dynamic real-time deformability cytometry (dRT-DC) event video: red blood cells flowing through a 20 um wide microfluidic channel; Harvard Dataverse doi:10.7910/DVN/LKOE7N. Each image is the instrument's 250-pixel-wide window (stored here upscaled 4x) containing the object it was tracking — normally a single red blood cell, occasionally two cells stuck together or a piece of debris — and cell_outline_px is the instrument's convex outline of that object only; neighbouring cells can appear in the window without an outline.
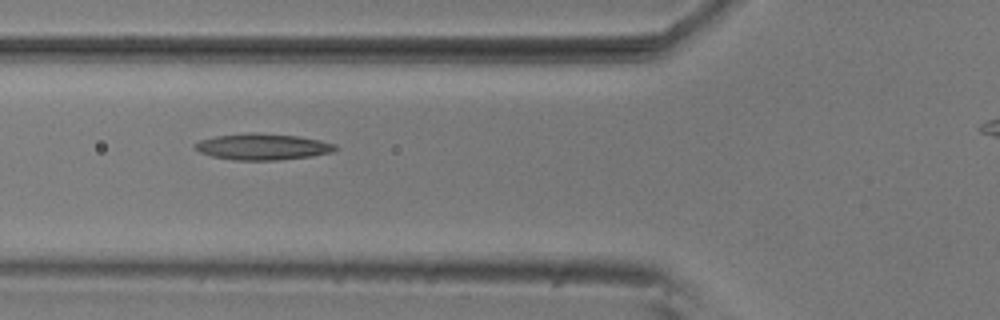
{"species": "common noctule bat (a hibernating species)", "species_latin": "Nyctalus noctula", "temperature_condition": "room temperature", "stored_images_in_passage": 10, "segment_of_instrument_passage": [1, 2], "camera_frame_rate_fps": 3000, "um_per_image_px": 0.085, "animal": {"sex": "male", "body_mass_g": 20.5, "forearm_length_mm": 52.5}, "frame": {"image": 1, "passage_image": 4, "time_ms": 1.0, "image_size_px": [1000, 320], "cell_outline_px": [[340, 148], [332, 152], [312, 156], [280, 160], [232, 160], [212, 156], [200, 152], [192, 148], [192, 144], [200, 140], [216, 136], [252, 132], [296, 136], [320, 140], [336, 144]], "centroid_in_image_um": [22.31, 12.48], "position_along_channel_um": 103.5, "area_um2": 21.62}}
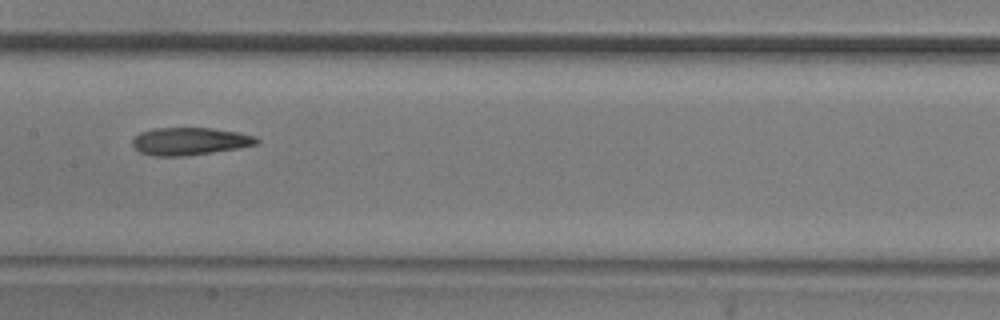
{"frame": {"image": 2, "passage_image": 6, "time_ms": 1.667, "image_size_px": [1000, 320], "cell_outline_px": [[260, 144], [240, 148], [184, 156], [152, 156], [140, 152], [132, 144], [132, 140], [140, 132], [152, 128], [212, 128], [240, 132], [256, 136], [260, 140]], "centroid_in_image_um": [16.18, 12.0], "position_along_channel_um": 191.2, "area_um2": 20.17}}
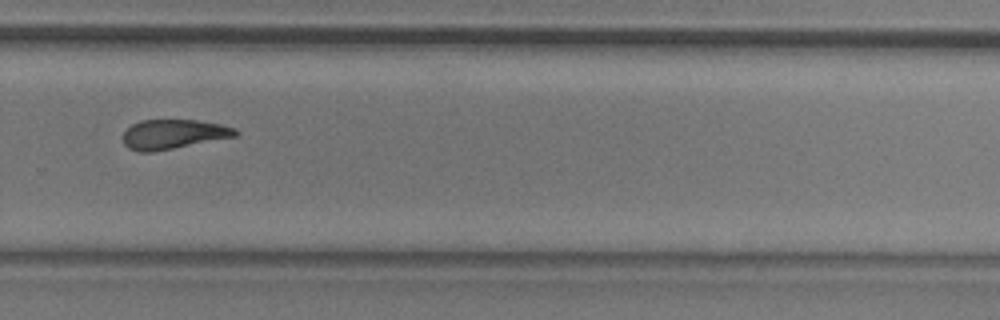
{"frame": {"image": 3, "passage_image": 9, "time_ms": 2.667, "image_size_px": [1000, 320], "cell_outline_px": [[240, 132], [236, 136], [152, 152], [140, 152], [128, 148], [124, 144], [124, 132], [132, 124], [140, 120], [196, 120], [220, 124], [236, 128]], "centroid_in_image_um": [14.74, 11.4], "position_along_channel_um": 315.1, "area_um2": 19.19}}